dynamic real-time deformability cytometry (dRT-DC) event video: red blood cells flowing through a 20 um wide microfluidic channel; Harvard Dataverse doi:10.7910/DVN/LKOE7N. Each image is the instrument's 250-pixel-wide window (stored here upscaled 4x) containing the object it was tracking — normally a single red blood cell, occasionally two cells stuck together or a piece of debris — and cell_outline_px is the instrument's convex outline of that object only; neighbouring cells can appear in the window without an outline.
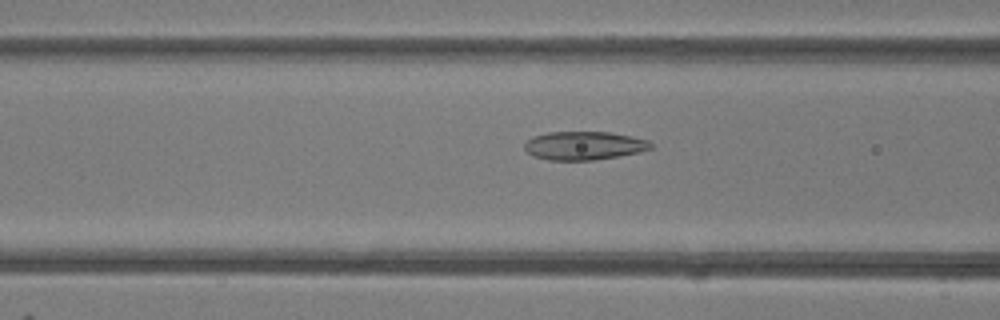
{"species": "common noctule bat (a hibernating species)", "species_latin": "Nyctalus noctula", "temperature_condition": "room temperature", "stored_images_in_passage": 48, "camera_frame_rate_fps": 3000, "um_per_image_px": 0.085, "animal": {"sex": "female"}, "frame": {"image": 1, "passage_image": 19, "time_ms": 6.0, "image_size_px": [1000, 320], "cell_outline_px": [[652, 148], [640, 152], [620, 156], [592, 160], [548, 160], [532, 156], [524, 148], [524, 144], [532, 136], [548, 132], [612, 132], [632, 136], [648, 140], [652, 144]], "centroid_in_image_um": [49.65, 12.38], "position_along_channel_um": 117.0, "area_um2": 21.1}}
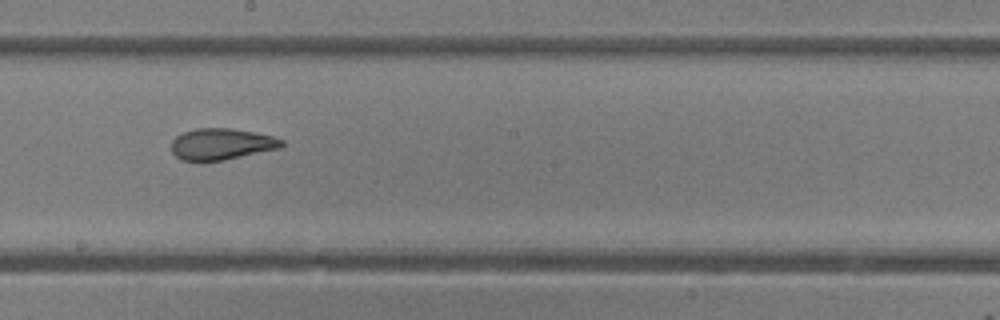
{"frame": {"image": 2, "passage_image": 27, "time_ms": 8.667, "image_size_px": [1000, 320], "cell_outline_px": [[284, 144], [280, 148], [224, 160], [180, 160], [172, 152], [172, 140], [176, 136], [184, 132], [196, 128], [232, 128], [256, 132], [272, 136], [284, 140]], "centroid_in_image_um": [18.84, 12.23], "position_along_channel_um": 229.4, "area_um2": 20.11}}
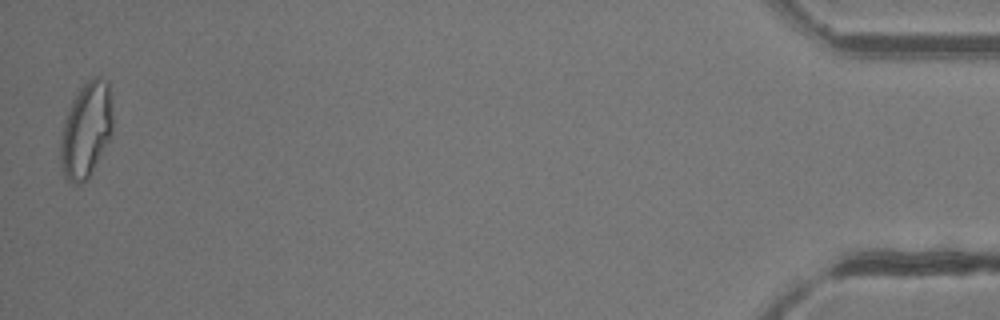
{"frame": {"image": 3, "passage_image": 48, "time_ms": 15.667, "image_size_px": [1000, 320], "cell_outline_px": [[112, 132], [108, 140], [88, 176], [80, 184], [72, 184], [64, 180], [60, 160], [60, 140], [64, 120], [72, 100], [80, 88], [92, 76], [96, 76], [108, 80], [112, 108]], "centroid_in_image_um": [7.3, 11.03], "position_along_channel_um": 427.9, "area_um2": 28.9}, "authors_computed_cell_mechanics": {"area_um2": 23.0622, "velocity_mm_per_s": 4.2023, "shape_relaxation_time_tau1_ms": 8.5948, "shape_relaxation_time_tau2_ms": 1.4755, "deformation_change_tau1": 0.2151, "deformation_change_tau2": 0.0744}}